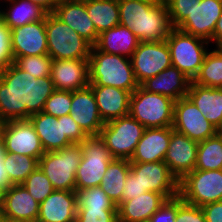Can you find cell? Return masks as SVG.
I'll return each instance as SVG.
<instances>
[{
    "mask_svg": "<svg viewBox=\"0 0 222 222\" xmlns=\"http://www.w3.org/2000/svg\"><path fill=\"white\" fill-rule=\"evenodd\" d=\"M65 136L73 143H82L88 135L72 119L71 115H64Z\"/></svg>",
    "mask_w": 222,
    "mask_h": 222,
    "instance_id": "obj_47",
    "label": "cell"
},
{
    "mask_svg": "<svg viewBox=\"0 0 222 222\" xmlns=\"http://www.w3.org/2000/svg\"><path fill=\"white\" fill-rule=\"evenodd\" d=\"M62 1H70V2H86L88 0H62Z\"/></svg>",
    "mask_w": 222,
    "mask_h": 222,
    "instance_id": "obj_55",
    "label": "cell"
},
{
    "mask_svg": "<svg viewBox=\"0 0 222 222\" xmlns=\"http://www.w3.org/2000/svg\"><path fill=\"white\" fill-rule=\"evenodd\" d=\"M9 8L0 10V19L11 30L15 27L44 20L48 12L28 0H5ZM11 6V7H10Z\"/></svg>",
    "mask_w": 222,
    "mask_h": 222,
    "instance_id": "obj_30",
    "label": "cell"
},
{
    "mask_svg": "<svg viewBox=\"0 0 222 222\" xmlns=\"http://www.w3.org/2000/svg\"><path fill=\"white\" fill-rule=\"evenodd\" d=\"M11 48L14 60L21 56L48 55L46 17L11 29Z\"/></svg>",
    "mask_w": 222,
    "mask_h": 222,
    "instance_id": "obj_15",
    "label": "cell"
},
{
    "mask_svg": "<svg viewBox=\"0 0 222 222\" xmlns=\"http://www.w3.org/2000/svg\"><path fill=\"white\" fill-rule=\"evenodd\" d=\"M76 222H118L117 209H77Z\"/></svg>",
    "mask_w": 222,
    "mask_h": 222,
    "instance_id": "obj_42",
    "label": "cell"
},
{
    "mask_svg": "<svg viewBox=\"0 0 222 222\" xmlns=\"http://www.w3.org/2000/svg\"><path fill=\"white\" fill-rule=\"evenodd\" d=\"M174 103L170 97L147 92L139 86L131 94L129 115L145 128L172 127Z\"/></svg>",
    "mask_w": 222,
    "mask_h": 222,
    "instance_id": "obj_3",
    "label": "cell"
},
{
    "mask_svg": "<svg viewBox=\"0 0 222 222\" xmlns=\"http://www.w3.org/2000/svg\"><path fill=\"white\" fill-rule=\"evenodd\" d=\"M35 3L45 9L48 13H53L56 6L61 2V0H28Z\"/></svg>",
    "mask_w": 222,
    "mask_h": 222,
    "instance_id": "obj_50",
    "label": "cell"
},
{
    "mask_svg": "<svg viewBox=\"0 0 222 222\" xmlns=\"http://www.w3.org/2000/svg\"><path fill=\"white\" fill-rule=\"evenodd\" d=\"M175 222H206V218L201 207L184 202L178 195V210Z\"/></svg>",
    "mask_w": 222,
    "mask_h": 222,
    "instance_id": "obj_43",
    "label": "cell"
},
{
    "mask_svg": "<svg viewBox=\"0 0 222 222\" xmlns=\"http://www.w3.org/2000/svg\"><path fill=\"white\" fill-rule=\"evenodd\" d=\"M3 146L6 153L23 154L37 160L45 153L41 140L29 119L8 121Z\"/></svg>",
    "mask_w": 222,
    "mask_h": 222,
    "instance_id": "obj_13",
    "label": "cell"
},
{
    "mask_svg": "<svg viewBox=\"0 0 222 222\" xmlns=\"http://www.w3.org/2000/svg\"><path fill=\"white\" fill-rule=\"evenodd\" d=\"M3 165L12 185H20L38 167V160L27 155L6 153Z\"/></svg>",
    "mask_w": 222,
    "mask_h": 222,
    "instance_id": "obj_34",
    "label": "cell"
},
{
    "mask_svg": "<svg viewBox=\"0 0 222 222\" xmlns=\"http://www.w3.org/2000/svg\"><path fill=\"white\" fill-rule=\"evenodd\" d=\"M179 196L184 202L199 207L222 201V169H194L187 173L179 181Z\"/></svg>",
    "mask_w": 222,
    "mask_h": 222,
    "instance_id": "obj_9",
    "label": "cell"
},
{
    "mask_svg": "<svg viewBox=\"0 0 222 222\" xmlns=\"http://www.w3.org/2000/svg\"><path fill=\"white\" fill-rule=\"evenodd\" d=\"M69 115L88 136L99 135L105 125L100 117L96 98L90 86L72 92Z\"/></svg>",
    "mask_w": 222,
    "mask_h": 222,
    "instance_id": "obj_18",
    "label": "cell"
},
{
    "mask_svg": "<svg viewBox=\"0 0 222 222\" xmlns=\"http://www.w3.org/2000/svg\"><path fill=\"white\" fill-rule=\"evenodd\" d=\"M76 193L77 209H117L116 204L100 186L77 190Z\"/></svg>",
    "mask_w": 222,
    "mask_h": 222,
    "instance_id": "obj_36",
    "label": "cell"
},
{
    "mask_svg": "<svg viewBox=\"0 0 222 222\" xmlns=\"http://www.w3.org/2000/svg\"><path fill=\"white\" fill-rule=\"evenodd\" d=\"M215 42L216 44L222 43V13L216 22V26L213 33L212 43Z\"/></svg>",
    "mask_w": 222,
    "mask_h": 222,
    "instance_id": "obj_51",
    "label": "cell"
},
{
    "mask_svg": "<svg viewBox=\"0 0 222 222\" xmlns=\"http://www.w3.org/2000/svg\"><path fill=\"white\" fill-rule=\"evenodd\" d=\"M130 171V161L126 159H113L105 172L100 187L109 198L118 206L122 202L124 183Z\"/></svg>",
    "mask_w": 222,
    "mask_h": 222,
    "instance_id": "obj_32",
    "label": "cell"
},
{
    "mask_svg": "<svg viewBox=\"0 0 222 222\" xmlns=\"http://www.w3.org/2000/svg\"><path fill=\"white\" fill-rule=\"evenodd\" d=\"M166 42L170 49L172 66L184 73L191 81L198 74L208 53V41L172 28Z\"/></svg>",
    "mask_w": 222,
    "mask_h": 222,
    "instance_id": "obj_7",
    "label": "cell"
},
{
    "mask_svg": "<svg viewBox=\"0 0 222 222\" xmlns=\"http://www.w3.org/2000/svg\"><path fill=\"white\" fill-rule=\"evenodd\" d=\"M9 219L0 210V222H8Z\"/></svg>",
    "mask_w": 222,
    "mask_h": 222,
    "instance_id": "obj_54",
    "label": "cell"
},
{
    "mask_svg": "<svg viewBox=\"0 0 222 222\" xmlns=\"http://www.w3.org/2000/svg\"><path fill=\"white\" fill-rule=\"evenodd\" d=\"M130 59L139 85L172 66L170 49L166 40L140 42Z\"/></svg>",
    "mask_w": 222,
    "mask_h": 222,
    "instance_id": "obj_10",
    "label": "cell"
},
{
    "mask_svg": "<svg viewBox=\"0 0 222 222\" xmlns=\"http://www.w3.org/2000/svg\"><path fill=\"white\" fill-rule=\"evenodd\" d=\"M82 159L81 144L45 152L38 167L51 181L54 190L75 191V176Z\"/></svg>",
    "mask_w": 222,
    "mask_h": 222,
    "instance_id": "obj_5",
    "label": "cell"
},
{
    "mask_svg": "<svg viewBox=\"0 0 222 222\" xmlns=\"http://www.w3.org/2000/svg\"><path fill=\"white\" fill-rule=\"evenodd\" d=\"M191 80L174 66H170L158 75L148 78L139 86L147 92L170 97L177 101L187 97Z\"/></svg>",
    "mask_w": 222,
    "mask_h": 222,
    "instance_id": "obj_24",
    "label": "cell"
},
{
    "mask_svg": "<svg viewBox=\"0 0 222 222\" xmlns=\"http://www.w3.org/2000/svg\"><path fill=\"white\" fill-rule=\"evenodd\" d=\"M221 13L222 0H200L176 28L211 42Z\"/></svg>",
    "mask_w": 222,
    "mask_h": 222,
    "instance_id": "obj_14",
    "label": "cell"
},
{
    "mask_svg": "<svg viewBox=\"0 0 222 222\" xmlns=\"http://www.w3.org/2000/svg\"><path fill=\"white\" fill-rule=\"evenodd\" d=\"M54 90L50 76L36 78L11 63L0 70V118L5 121L29 119L43 111Z\"/></svg>",
    "mask_w": 222,
    "mask_h": 222,
    "instance_id": "obj_1",
    "label": "cell"
},
{
    "mask_svg": "<svg viewBox=\"0 0 222 222\" xmlns=\"http://www.w3.org/2000/svg\"><path fill=\"white\" fill-rule=\"evenodd\" d=\"M40 204L22 185H11L1 193V211L10 221L36 222Z\"/></svg>",
    "mask_w": 222,
    "mask_h": 222,
    "instance_id": "obj_17",
    "label": "cell"
},
{
    "mask_svg": "<svg viewBox=\"0 0 222 222\" xmlns=\"http://www.w3.org/2000/svg\"><path fill=\"white\" fill-rule=\"evenodd\" d=\"M46 33L52 59H89L92 45L53 13L46 15Z\"/></svg>",
    "mask_w": 222,
    "mask_h": 222,
    "instance_id": "obj_4",
    "label": "cell"
},
{
    "mask_svg": "<svg viewBox=\"0 0 222 222\" xmlns=\"http://www.w3.org/2000/svg\"><path fill=\"white\" fill-rule=\"evenodd\" d=\"M168 13L171 26L176 28L195 7L196 2L200 0H164Z\"/></svg>",
    "mask_w": 222,
    "mask_h": 222,
    "instance_id": "obj_41",
    "label": "cell"
},
{
    "mask_svg": "<svg viewBox=\"0 0 222 222\" xmlns=\"http://www.w3.org/2000/svg\"><path fill=\"white\" fill-rule=\"evenodd\" d=\"M85 6L98 34L119 25V0H88Z\"/></svg>",
    "mask_w": 222,
    "mask_h": 222,
    "instance_id": "obj_31",
    "label": "cell"
},
{
    "mask_svg": "<svg viewBox=\"0 0 222 222\" xmlns=\"http://www.w3.org/2000/svg\"><path fill=\"white\" fill-rule=\"evenodd\" d=\"M94 92L100 117L107 123L129 115L131 92L111 86H90Z\"/></svg>",
    "mask_w": 222,
    "mask_h": 222,
    "instance_id": "obj_27",
    "label": "cell"
},
{
    "mask_svg": "<svg viewBox=\"0 0 222 222\" xmlns=\"http://www.w3.org/2000/svg\"><path fill=\"white\" fill-rule=\"evenodd\" d=\"M81 144L82 159L75 176V191L100 186L114 159L100 135L88 136Z\"/></svg>",
    "mask_w": 222,
    "mask_h": 222,
    "instance_id": "obj_6",
    "label": "cell"
},
{
    "mask_svg": "<svg viewBox=\"0 0 222 222\" xmlns=\"http://www.w3.org/2000/svg\"><path fill=\"white\" fill-rule=\"evenodd\" d=\"M50 77L56 90L84 89L89 86V59H52Z\"/></svg>",
    "mask_w": 222,
    "mask_h": 222,
    "instance_id": "obj_16",
    "label": "cell"
},
{
    "mask_svg": "<svg viewBox=\"0 0 222 222\" xmlns=\"http://www.w3.org/2000/svg\"><path fill=\"white\" fill-rule=\"evenodd\" d=\"M89 86H111L133 93L139 84L130 58L104 53L92 46L89 56Z\"/></svg>",
    "mask_w": 222,
    "mask_h": 222,
    "instance_id": "obj_2",
    "label": "cell"
},
{
    "mask_svg": "<svg viewBox=\"0 0 222 222\" xmlns=\"http://www.w3.org/2000/svg\"><path fill=\"white\" fill-rule=\"evenodd\" d=\"M145 129L132 116L126 115L105 123L99 135L114 159L130 160Z\"/></svg>",
    "mask_w": 222,
    "mask_h": 222,
    "instance_id": "obj_8",
    "label": "cell"
},
{
    "mask_svg": "<svg viewBox=\"0 0 222 222\" xmlns=\"http://www.w3.org/2000/svg\"><path fill=\"white\" fill-rule=\"evenodd\" d=\"M7 123L8 121H5L0 118V146H3L4 132H5Z\"/></svg>",
    "mask_w": 222,
    "mask_h": 222,
    "instance_id": "obj_52",
    "label": "cell"
},
{
    "mask_svg": "<svg viewBox=\"0 0 222 222\" xmlns=\"http://www.w3.org/2000/svg\"><path fill=\"white\" fill-rule=\"evenodd\" d=\"M120 25L128 27L140 41L142 0H119Z\"/></svg>",
    "mask_w": 222,
    "mask_h": 222,
    "instance_id": "obj_37",
    "label": "cell"
},
{
    "mask_svg": "<svg viewBox=\"0 0 222 222\" xmlns=\"http://www.w3.org/2000/svg\"><path fill=\"white\" fill-rule=\"evenodd\" d=\"M173 127L146 128L130 162L164 161Z\"/></svg>",
    "mask_w": 222,
    "mask_h": 222,
    "instance_id": "obj_22",
    "label": "cell"
},
{
    "mask_svg": "<svg viewBox=\"0 0 222 222\" xmlns=\"http://www.w3.org/2000/svg\"><path fill=\"white\" fill-rule=\"evenodd\" d=\"M22 185L39 204L54 191L51 181L39 167L25 179Z\"/></svg>",
    "mask_w": 222,
    "mask_h": 222,
    "instance_id": "obj_38",
    "label": "cell"
},
{
    "mask_svg": "<svg viewBox=\"0 0 222 222\" xmlns=\"http://www.w3.org/2000/svg\"><path fill=\"white\" fill-rule=\"evenodd\" d=\"M217 49H214V51L220 56L222 59V43L215 44Z\"/></svg>",
    "mask_w": 222,
    "mask_h": 222,
    "instance_id": "obj_53",
    "label": "cell"
},
{
    "mask_svg": "<svg viewBox=\"0 0 222 222\" xmlns=\"http://www.w3.org/2000/svg\"><path fill=\"white\" fill-rule=\"evenodd\" d=\"M14 63L33 77L50 76L52 58L49 55L21 56Z\"/></svg>",
    "mask_w": 222,
    "mask_h": 222,
    "instance_id": "obj_39",
    "label": "cell"
},
{
    "mask_svg": "<svg viewBox=\"0 0 222 222\" xmlns=\"http://www.w3.org/2000/svg\"><path fill=\"white\" fill-rule=\"evenodd\" d=\"M172 127L196 142L204 141L218 132L188 97L175 101Z\"/></svg>",
    "mask_w": 222,
    "mask_h": 222,
    "instance_id": "obj_11",
    "label": "cell"
},
{
    "mask_svg": "<svg viewBox=\"0 0 222 222\" xmlns=\"http://www.w3.org/2000/svg\"><path fill=\"white\" fill-rule=\"evenodd\" d=\"M206 222H222V201L206 204L201 207Z\"/></svg>",
    "mask_w": 222,
    "mask_h": 222,
    "instance_id": "obj_48",
    "label": "cell"
},
{
    "mask_svg": "<svg viewBox=\"0 0 222 222\" xmlns=\"http://www.w3.org/2000/svg\"><path fill=\"white\" fill-rule=\"evenodd\" d=\"M197 149L198 142L176 131L171 133L164 162L179 181L195 169Z\"/></svg>",
    "mask_w": 222,
    "mask_h": 222,
    "instance_id": "obj_20",
    "label": "cell"
},
{
    "mask_svg": "<svg viewBox=\"0 0 222 222\" xmlns=\"http://www.w3.org/2000/svg\"><path fill=\"white\" fill-rule=\"evenodd\" d=\"M6 152L4 146H0V192L6 191L12 184L9 182L8 173L3 165V158Z\"/></svg>",
    "mask_w": 222,
    "mask_h": 222,
    "instance_id": "obj_49",
    "label": "cell"
},
{
    "mask_svg": "<svg viewBox=\"0 0 222 222\" xmlns=\"http://www.w3.org/2000/svg\"><path fill=\"white\" fill-rule=\"evenodd\" d=\"M0 210H1V192H0Z\"/></svg>",
    "mask_w": 222,
    "mask_h": 222,
    "instance_id": "obj_57",
    "label": "cell"
},
{
    "mask_svg": "<svg viewBox=\"0 0 222 222\" xmlns=\"http://www.w3.org/2000/svg\"><path fill=\"white\" fill-rule=\"evenodd\" d=\"M76 191L54 190L40 203L36 222H76Z\"/></svg>",
    "mask_w": 222,
    "mask_h": 222,
    "instance_id": "obj_21",
    "label": "cell"
},
{
    "mask_svg": "<svg viewBox=\"0 0 222 222\" xmlns=\"http://www.w3.org/2000/svg\"><path fill=\"white\" fill-rule=\"evenodd\" d=\"M172 28L164 0L142 1L140 42L165 41Z\"/></svg>",
    "mask_w": 222,
    "mask_h": 222,
    "instance_id": "obj_19",
    "label": "cell"
},
{
    "mask_svg": "<svg viewBox=\"0 0 222 222\" xmlns=\"http://www.w3.org/2000/svg\"><path fill=\"white\" fill-rule=\"evenodd\" d=\"M187 97L218 131L222 128V88L205 87L191 81Z\"/></svg>",
    "mask_w": 222,
    "mask_h": 222,
    "instance_id": "obj_28",
    "label": "cell"
},
{
    "mask_svg": "<svg viewBox=\"0 0 222 222\" xmlns=\"http://www.w3.org/2000/svg\"><path fill=\"white\" fill-rule=\"evenodd\" d=\"M45 152L63 149L73 143L65 136L64 116L54 117L43 111L29 117Z\"/></svg>",
    "mask_w": 222,
    "mask_h": 222,
    "instance_id": "obj_23",
    "label": "cell"
},
{
    "mask_svg": "<svg viewBox=\"0 0 222 222\" xmlns=\"http://www.w3.org/2000/svg\"><path fill=\"white\" fill-rule=\"evenodd\" d=\"M195 169H222V134L219 131L214 136L198 142Z\"/></svg>",
    "mask_w": 222,
    "mask_h": 222,
    "instance_id": "obj_33",
    "label": "cell"
},
{
    "mask_svg": "<svg viewBox=\"0 0 222 222\" xmlns=\"http://www.w3.org/2000/svg\"><path fill=\"white\" fill-rule=\"evenodd\" d=\"M139 43V39L131 29L119 24L101 32L94 46L104 53L131 58Z\"/></svg>",
    "mask_w": 222,
    "mask_h": 222,
    "instance_id": "obj_29",
    "label": "cell"
},
{
    "mask_svg": "<svg viewBox=\"0 0 222 222\" xmlns=\"http://www.w3.org/2000/svg\"><path fill=\"white\" fill-rule=\"evenodd\" d=\"M53 14L94 46L99 34L86 11L85 2L62 1Z\"/></svg>",
    "mask_w": 222,
    "mask_h": 222,
    "instance_id": "obj_25",
    "label": "cell"
},
{
    "mask_svg": "<svg viewBox=\"0 0 222 222\" xmlns=\"http://www.w3.org/2000/svg\"><path fill=\"white\" fill-rule=\"evenodd\" d=\"M142 1H160V0H142Z\"/></svg>",
    "mask_w": 222,
    "mask_h": 222,
    "instance_id": "obj_56",
    "label": "cell"
},
{
    "mask_svg": "<svg viewBox=\"0 0 222 222\" xmlns=\"http://www.w3.org/2000/svg\"><path fill=\"white\" fill-rule=\"evenodd\" d=\"M178 210V196L167 199L165 203L149 218L148 222H175Z\"/></svg>",
    "mask_w": 222,
    "mask_h": 222,
    "instance_id": "obj_45",
    "label": "cell"
},
{
    "mask_svg": "<svg viewBox=\"0 0 222 222\" xmlns=\"http://www.w3.org/2000/svg\"><path fill=\"white\" fill-rule=\"evenodd\" d=\"M72 92L54 90L46 100L43 112L54 117L69 115L71 111Z\"/></svg>",
    "mask_w": 222,
    "mask_h": 222,
    "instance_id": "obj_40",
    "label": "cell"
},
{
    "mask_svg": "<svg viewBox=\"0 0 222 222\" xmlns=\"http://www.w3.org/2000/svg\"><path fill=\"white\" fill-rule=\"evenodd\" d=\"M130 170L138 177L141 188L163 194L167 199L179 195V180L164 161L130 162Z\"/></svg>",
    "mask_w": 222,
    "mask_h": 222,
    "instance_id": "obj_12",
    "label": "cell"
},
{
    "mask_svg": "<svg viewBox=\"0 0 222 222\" xmlns=\"http://www.w3.org/2000/svg\"><path fill=\"white\" fill-rule=\"evenodd\" d=\"M146 192V189L141 188V183L139 182L138 177L130 170L124 183L122 202L136 198L139 194L141 195Z\"/></svg>",
    "mask_w": 222,
    "mask_h": 222,
    "instance_id": "obj_46",
    "label": "cell"
},
{
    "mask_svg": "<svg viewBox=\"0 0 222 222\" xmlns=\"http://www.w3.org/2000/svg\"><path fill=\"white\" fill-rule=\"evenodd\" d=\"M14 62L11 48V30L0 19V70Z\"/></svg>",
    "mask_w": 222,
    "mask_h": 222,
    "instance_id": "obj_44",
    "label": "cell"
},
{
    "mask_svg": "<svg viewBox=\"0 0 222 222\" xmlns=\"http://www.w3.org/2000/svg\"><path fill=\"white\" fill-rule=\"evenodd\" d=\"M166 200L163 194L148 191L123 201L117 206L118 222H148Z\"/></svg>",
    "mask_w": 222,
    "mask_h": 222,
    "instance_id": "obj_26",
    "label": "cell"
},
{
    "mask_svg": "<svg viewBox=\"0 0 222 222\" xmlns=\"http://www.w3.org/2000/svg\"><path fill=\"white\" fill-rule=\"evenodd\" d=\"M193 83L200 86L222 88V59L214 51H209Z\"/></svg>",
    "mask_w": 222,
    "mask_h": 222,
    "instance_id": "obj_35",
    "label": "cell"
}]
</instances>
